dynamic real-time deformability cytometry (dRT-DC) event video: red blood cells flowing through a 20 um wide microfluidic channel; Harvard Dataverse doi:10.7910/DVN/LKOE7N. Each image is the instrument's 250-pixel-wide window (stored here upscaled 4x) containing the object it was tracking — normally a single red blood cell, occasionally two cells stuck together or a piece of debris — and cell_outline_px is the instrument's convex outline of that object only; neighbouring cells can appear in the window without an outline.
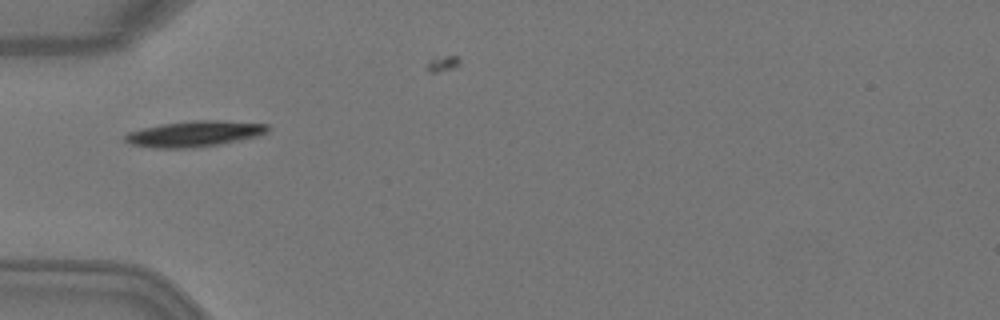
{"species": "Egyptian fruit bat (a non-hibernating species)", "species_latin": "Rousettus aegyptiacus", "temperature_condition": "warm", "stored_images_in_passage": 2, "camera_frame_rate_fps": 3000, "um_per_image_px": 0.085, "animal": {"sex": "female"}, "frame": {"image": 1, "passage_image": 1, "time_ms": 0.0, "image_size_px": [1000, 320], "cell_outline_px": [[268, 132], [260, 136], [216, 144], [192, 148], [156, 148], [128, 144], [124, 140], [124, 136], [128, 132], [160, 124], [192, 120], [212, 120], [268, 124]], "centroid_in_image_um": [16.49, 11.37], "position_along_channel_um": 68.5, "area_um2": 21.33}}